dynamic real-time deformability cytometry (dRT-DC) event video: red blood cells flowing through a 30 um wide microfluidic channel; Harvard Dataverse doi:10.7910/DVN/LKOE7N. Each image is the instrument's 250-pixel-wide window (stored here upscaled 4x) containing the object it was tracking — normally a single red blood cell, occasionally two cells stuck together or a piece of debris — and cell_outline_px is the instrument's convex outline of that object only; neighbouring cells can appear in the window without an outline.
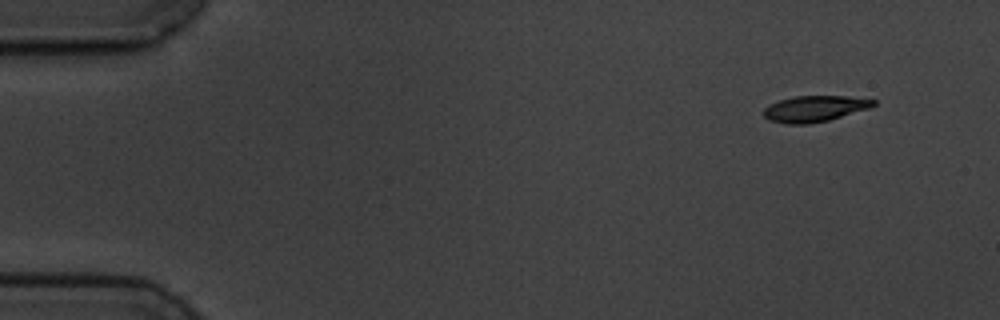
{"species": "common noctule bat (a hibernating species)", "species_latin": "Nyctalus noctula", "temperature_condition": "cold", "stored_images_in_passage": 8, "camera_frame_rate_fps": 3000, "um_per_image_px": 0.085, "animal": {"sex": "male", "body_mass_g": 19.5, "forearm_length_mm": 54.6}, "frame": {"image": 1, "passage_image": 1, "time_ms": 0.0, "image_size_px": [1000, 320], "cell_outline_px": [[876, 104], [872, 108], [828, 120], [808, 124], [784, 124], [768, 120], [764, 116], [764, 108], [768, 104], [792, 96], [848, 96], [876, 100]], "centroid_in_image_um": [69.24, 9.24], "position_along_channel_um": 15.8, "area_um2": 16.88}}
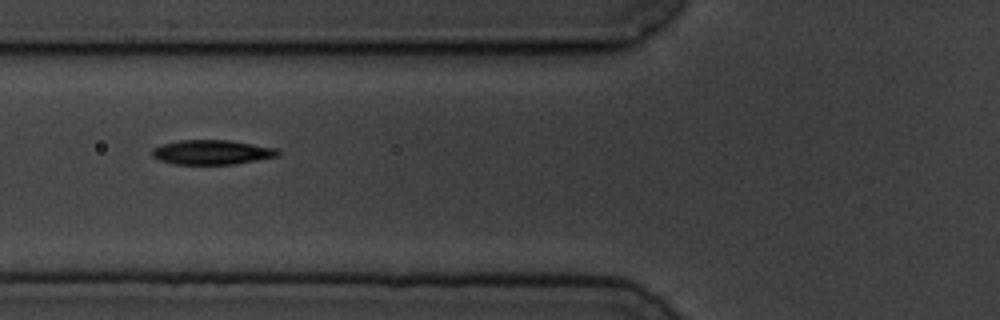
{"frame": {"image": 2, "passage_image": 6, "time_ms": 5.667, "image_size_px": [1000, 320], "cell_outline_px": [[280, 156], [236, 164], [176, 164], [160, 160], [152, 156], [152, 148], [164, 144], [180, 140], [232, 140], [280, 148]], "centroid_in_image_um": [18.1, 12.93], "position_along_channel_um": 107.7, "area_um2": 18.21}}
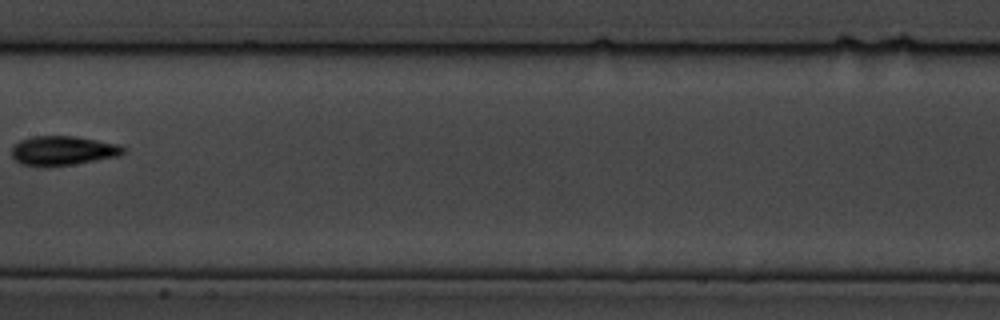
{"frame": {"image": 3, "passage_image": 8, "time_ms": 8.333, "image_size_px": [1000, 320], "cell_outline_px": [[124, 152], [120, 156], [72, 164], [44, 168], [20, 164], [12, 156], [12, 148], [20, 140], [32, 136], [76, 136], [120, 144], [124, 148]], "centroid_in_image_um": [5.33, 12.81], "position_along_channel_um": 202.1, "area_um2": 19.31}}